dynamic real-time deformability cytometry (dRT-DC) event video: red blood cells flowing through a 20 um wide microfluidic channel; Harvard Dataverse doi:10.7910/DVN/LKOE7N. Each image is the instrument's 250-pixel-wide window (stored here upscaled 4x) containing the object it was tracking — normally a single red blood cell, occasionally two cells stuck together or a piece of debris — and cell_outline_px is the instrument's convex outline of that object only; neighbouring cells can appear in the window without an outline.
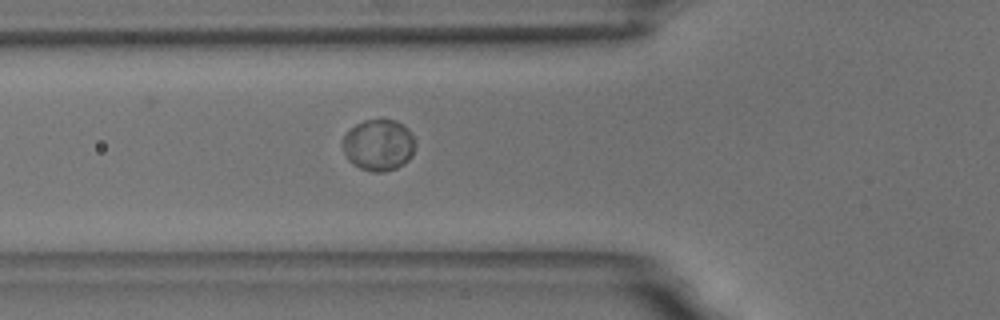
{"species": "common noctule bat (a hibernating species)", "species_latin": "Nyctalus noctula", "temperature_condition": "room temperature", "stored_images_in_passage": 41, "camera_frame_rate_fps": 3000, "um_per_image_px": 0.085, "animal": {"sex": "male", "body_mass_g": 18.8}, "frame": {"image": 1, "passage_image": 5, "time_ms": 1.333, "image_size_px": [1000, 320], "cell_outline_px": [[416, 144], [412, 156], [404, 164], [396, 168], [384, 172], [372, 172], [360, 168], [352, 164], [348, 160], [340, 144], [340, 140], [356, 124], [364, 120], [396, 120], [404, 124], [408, 128]], "centroid_in_image_um": [32.17, 12.34], "position_along_channel_um": 93.6, "area_um2": 22.02}}
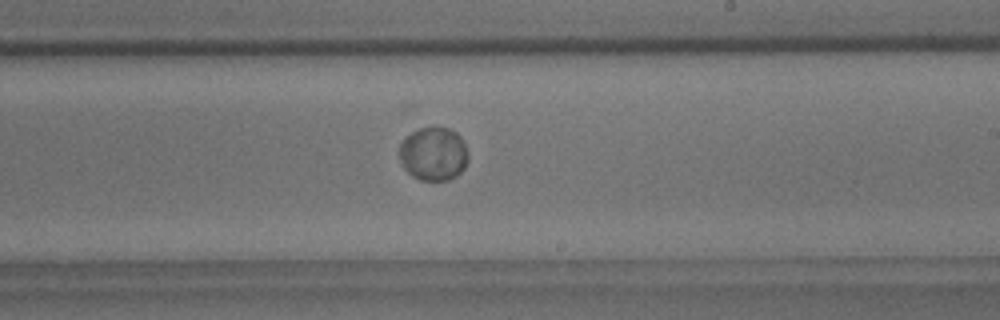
{"frame": {"image": 2, "passage_image": 18, "time_ms": 5.667, "image_size_px": [1000, 320], "cell_outline_px": [[468, 160], [464, 168], [456, 176], [448, 180], [420, 180], [412, 176], [404, 168], [400, 160], [400, 144], [412, 132], [420, 128], [448, 128], [456, 132], [460, 136], [464, 144], [468, 156]], "centroid_in_image_um": [36.85, 13.1], "position_along_channel_um": 252.1, "area_um2": 21.21}}
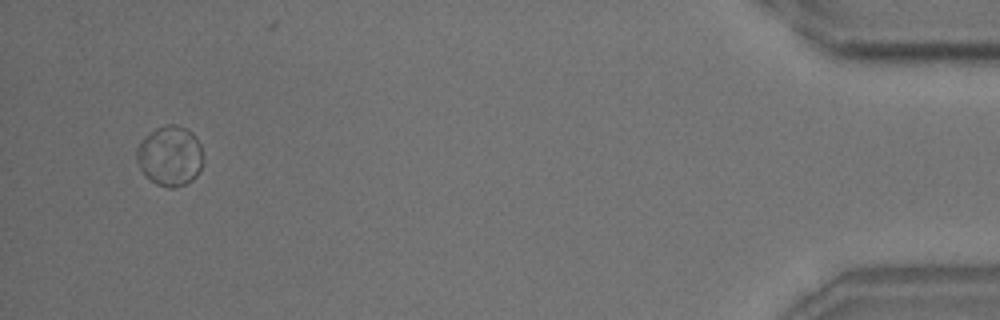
{"frame": {"image": 3, "passage_image": 38, "time_ms": 12.333, "image_size_px": [1000, 320], "cell_outline_px": [[204, 156], [200, 172], [192, 180], [184, 184], [172, 188], [168, 188], [156, 184], [144, 176], [136, 160], [136, 148], [144, 136], [156, 128], [168, 124], [176, 124], [192, 132], [196, 136], [200, 144]], "centroid_in_image_um": [14.45, 13.25], "position_along_channel_um": 420.8, "area_um2": 23.64}, "authors_computed_cell_mechanics": {"area_um2": 21.9062, "velocity_mm_per_s": 3.6471, "shape_relaxation_time_tau1_ms": 1.4998, "shape_relaxation_time_tau2_ms": null, "deformation_change_tau1": 0.0148, "deformation_change_tau2": null}}